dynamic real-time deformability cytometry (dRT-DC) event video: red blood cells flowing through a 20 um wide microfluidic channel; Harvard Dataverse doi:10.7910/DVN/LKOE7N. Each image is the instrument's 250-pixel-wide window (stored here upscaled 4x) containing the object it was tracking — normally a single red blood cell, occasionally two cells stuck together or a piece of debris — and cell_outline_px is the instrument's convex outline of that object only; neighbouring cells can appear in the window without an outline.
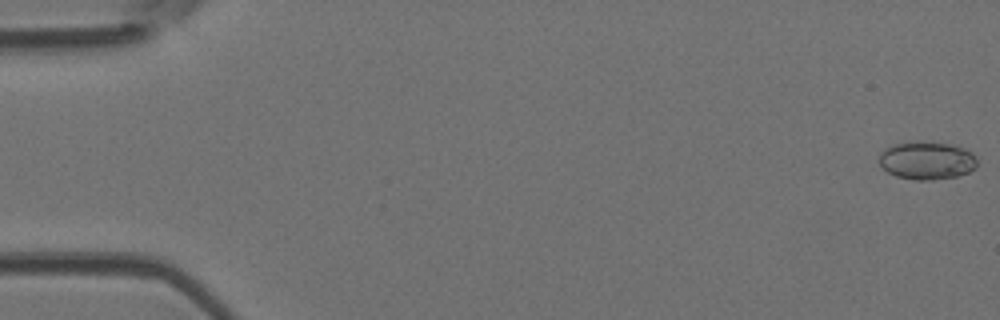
{"species": "Egyptian fruit bat (a non-hibernating species)", "species_latin": "Rousettus aegyptiacus", "temperature_condition": "room temperature", "stored_images_in_passage": 6, "camera_frame_rate_fps": 3000, "um_per_image_px": 0.085, "animal": {"sex": "female"}, "frame": {"image": 1, "passage_image": 1, "time_ms": 0.0, "image_size_px": [1000, 320], "cell_outline_px": [[976, 168], [968, 172], [956, 176], [932, 180], [912, 180], [896, 176], [888, 172], [880, 164], [880, 152], [884, 148], [892, 144], [916, 140], [932, 140], [952, 144], [964, 148], [972, 152], [976, 156]], "centroid_in_image_um": [78.78, 13.6], "position_along_channel_um": 6.2, "area_um2": 22.25}}
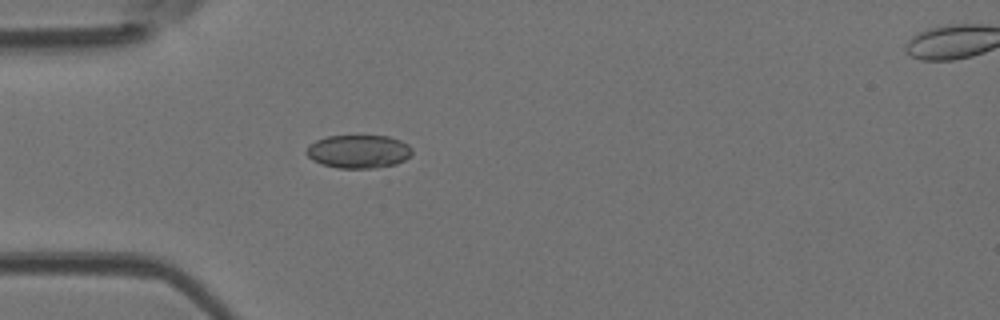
{"frame": {"image": 2, "passage_image": 5, "time_ms": 1.333, "image_size_px": [1000, 320], "cell_outline_px": [[412, 152], [404, 160], [396, 164], [376, 168], [336, 168], [320, 164], [312, 160], [304, 152], [308, 144], [316, 140], [328, 136], [388, 136], [400, 140], [408, 144], [412, 148]], "centroid_in_image_um": [30.44, 12.88], "position_along_channel_um": 54.6, "area_um2": 20.69}}